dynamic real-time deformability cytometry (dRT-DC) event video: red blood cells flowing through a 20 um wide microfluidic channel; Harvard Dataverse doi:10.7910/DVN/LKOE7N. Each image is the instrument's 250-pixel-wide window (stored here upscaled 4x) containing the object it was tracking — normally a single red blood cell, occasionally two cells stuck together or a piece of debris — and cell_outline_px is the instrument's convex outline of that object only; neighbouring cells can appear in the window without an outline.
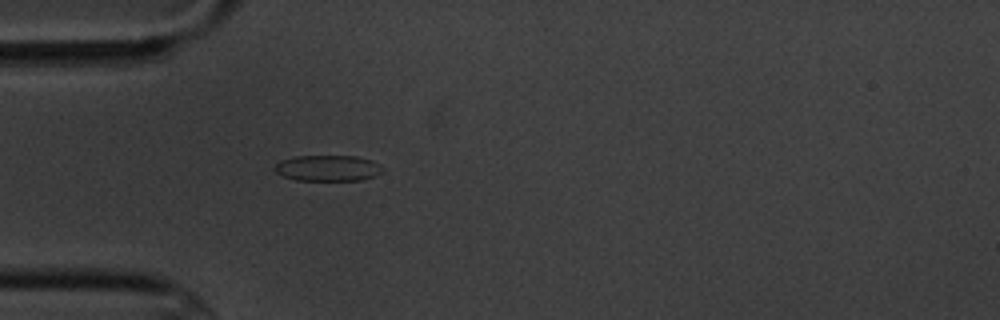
{"species": "common noctule bat (a hibernating species)", "species_latin": "Nyctalus noctula", "temperature_condition": "cold", "stored_images_in_passage": 1, "camera_frame_rate_fps": 3000, "um_per_image_px": 0.085, "animal": {"sex": "male", "body_mass_g": 20.1, "forearm_length_mm": 53.5}, "frame": {"image": 1, "passage_image": 1, "time_ms": 0.0, "image_size_px": [1000, 320], "cell_outline_px": [[384, 168], [380, 172], [372, 176], [360, 180], [296, 180], [284, 176], [276, 172], [276, 164], [280, 160], [296, 156], [356, 156], [372, 160], [380, 164]], "centroid_in_image_um": [27.87, 14.28], "position_along_channel_um": 57.1, "area_um2": 16.13}}